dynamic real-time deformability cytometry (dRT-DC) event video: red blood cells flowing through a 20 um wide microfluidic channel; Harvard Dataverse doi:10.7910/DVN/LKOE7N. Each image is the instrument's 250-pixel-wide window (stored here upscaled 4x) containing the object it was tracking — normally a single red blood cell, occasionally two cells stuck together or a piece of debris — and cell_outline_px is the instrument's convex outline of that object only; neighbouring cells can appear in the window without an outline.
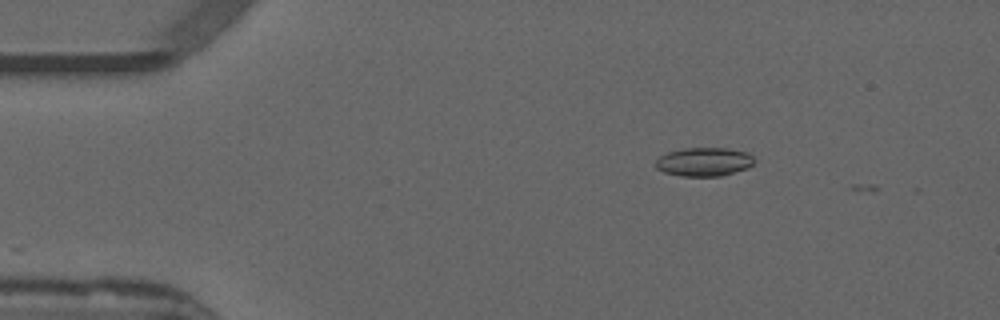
{"species": "common noctule bat (a hibernating species)", "species_latin": "Nyctalus noctula", "temperature_condition": "warm", "stored_images_in_passage": 8, "camera_frame_rate_fps": 3000, "um_per_image_px": 0.085, "animal": {"sex": "male", "forearm_length_mm": 52.5}, "frame": {"image": 1, "passage_image": 1, "time_ms": 0.0, "image_size_px": [1000, 320], "cell_outline_px": [[756, 160], [748, 168], [720, 176], [680, 176], [664, 172], [656, 168], [656, 160], [660, 156], [668, 152], [684, 148], [728, 148], [748, 152]], "centroid_in_image_um": [59.86, 13.75], "position_along_channel_um": 25.1, "area_um2": 16.53}}